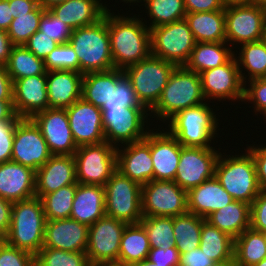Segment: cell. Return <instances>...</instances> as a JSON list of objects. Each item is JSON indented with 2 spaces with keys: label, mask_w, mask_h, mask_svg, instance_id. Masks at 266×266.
Masks as SVG:
<instances>
[{
  "label": "cell",
  "mask_w": 266,
  "mask_h": 266,
  "mask_svg": "<svg viewBox=\"0 0 266 266\" xmlns=\"http://www.w3.org/2000/svg\"><path fill=\"white\" fill-rule=\"evenodd\" d=\"M107 25L114 68L125 70L151 55L150 29L142 20L107 12Z\"/></svg>",
  "instance_id": "1"
},
{
  "label": "cell",
  "mask_w": 266,
  "mask_h": 266,
  "mask_svg": "<svg viewBox=\"0 0 266 266\" xmlns=\"http://www.w3.org/2000/svg\"><path fill=\"white\" fill-rule=\"evenodd\" d=\"M69 44L79 60V73L104 72L114 69L107 12L96 23L73 29Z\"/></svg>",
  "instance_id": "2"
},
{
  "label": "cell",
  "mask_w": 266,
  "mask_h": 266,
  "mask_svg": "<svg viewBox=\"0 0 266 266\" xmlns=\"http://www.w3.org/2000/svg\"><path fill=\"white\" fill-rule=\"evenodd\" d=\"M45 213L39 197L13 203L11 226L5 241L34 256L43 247L45 232Z\"/></svg>",
  "instance_id": "3"
},
{
  "label": "cell",
  "mask_w": 266,
  "mask_h": 266,
  "mask_svg": "<svg viewBox=\"0 0 266 266\" xmlns=\"http://www.w3.org/2000/svg\"><path fill=\"white\" fill-rule=\"evenodd\" d=\"M204 99L200 75L185 66H177L159 100L149 111L154 113V117L169 121L181 110L204 103Z\"/></svg>",
  "instance_id": "4"
},
{
  "label": "cell",
  "mask_w": 266,
  "mask_h": 266,
  "mask_svg": "<svg viewBox=\"0 0 266 266\" xmlns=\"http://www.w3.org/2000/svg\"><path fill=\"white\" fill-rule=\"evenodd\" d=\"M223 157L220 153L214 176L234 200L251 205L261 191L252 154Z\"/></svg>",
  "instance_id": "5"
},
{
  "label": "cell",
  "mask_w": 266,
  "mask_h": 266,
  "mask_svg": "<svg viewBox=\"0 0 266 266\" xmlns=\"http://www.w3.org/2000/svg\"><path fill=\"white\" fill-rule=\"evenodd\" d=\"M211 109L206 102L183 109L169 119L167 131L184 147H212L219 123Z\"/></svg>",
  "instance_id": "6"
},
{
  "label": "cell",
  "mask_w": 266,
  "mask_h": 266,
  "mask_svg": "<svg viewBox=\"0 0 266 266\" xmlns=\"http://www.w3.org/2000/svg\"><path fill=\"white\" fill-rule=\"evenodd\" d=\"M177 67L172 62L150 55L124 70L140 104L150 110L159 100L170 75Z\"/></svg>",
  "instance_id": "7"
},
{
  "label": "cell",
  "mask_w": 266,
  "mask_h": 266,
  "mask_svg": "<svg viewBox=\"0 0 266 266\" xmlns=\"http://www.w3.org/2000/svg\"><path fill=\"white\" fill-rule=\"evenodd\" d=\"M105 215L126 222L140 223L141 185L116 170L105 184Z\"/></svg>",
  "instance_id": "8"
},
{
  "label": "cell",
  "mask_w": 266,
  "mask_h": 266,
  "mask_svg": "<svg viewBox=\"0 0 266 266\" xmlns=\"http://www.w3.org/2000/svg\"><path fill=\"white\" fill-rule=\"evenodd\" d=\"M151 55L177 66L190 59L195 40L184 19L150 29Z\"/></svg>",
  "instance_id": "9"
},
{
  "label": "cell",
  "mask_w": 266,
  "mask_h": 266,
  "mask_svg": "<svg viewBox=\"0 0 266 266\" xmlns=\"http://www.w3.org/2000/svg\"><path fill=\"white\" fill-rule=\"evenodd\" d=\"M116 149L107 141L79 146L74 153L77 183L105 186L117 170Z\"/></svg>",
  "instance_id": "10"
},
{
  "label": "cell",
  "mask_w": 266,
  "mask_h": 266,
  "mask_svg": "<svg viewBox=\"0 0 266 266\" xmlns=\"http://www.w3.org/2000/svg\"><path fill=\"white\" fill-rule=\"evenodd\" d=\"M143 217H175L188 212L187 191L174 181L152 180L141 187Z\"/></svg>",
  "instance_id": "11"
},
{
  "label": "cell",
  "mask_w": 266,
  "mask_h": 266,
  "mask_svg": "<svg viewBox=\"0 0 266 266\" xmlns=\"http://www.w3.org/2000/svg\"><path fill=\"white\" fill-rule=\"evenodd\" d=\"M101 111L105 141L109 144L117 147L119 142L129 144L146 137L148 131L144 128L145 119L149 116L146 107H120Z\"/></svg>",
  "instance_id": "12"
},
{
  "label": "cell",
  "mask_w": 266,
  "mask_h": 266,
  "mask_svg": "<svg viewBox=\"0 0 266 266\" xmlns=\"http://www.w3.org/2000/svg\"><path fill=\"white\" fill-rule=\"evenodd\" d=\"M127 223L104 216L89 226L87 259L92 264H118L121 236Z\"/></svg>",
  "instance_id": "13"
},
{
  "label": "cell",
  "mask_w": 266,
  "mask_h": 266,
  "mask_svg": "<svg viewBox=\"0 0 266 266\" xmlns=\"http://www.w3.org/2000/svg\"><path fill=\"white\" fill-rule=\"evenodd\" d=\"M239 69L235 55L226 63L201 72L202 92L206 99L244 101L245 73ZM243 74V75H242Z\"/></svg>",
  "instance_id": "14"
},
{
  "label": "cell",
  "mask_w": 266,
  "mask_h": 266,
  "mask_svg": "<svg viewBox=\"0 0 266 266\" xmlns=\"http://www.w3.org/2000/svg\"><path fill=\"white\" fill-rule=\"evenodd\" d=\"M219 155L213 147L182 146L174 182L188 191L213 178Z\"/></svg>",
  "instance_id": "15"
},
{
  "label": "cell",
  "mask_w": 266,
  "mask_h": 266,
  "mask_svg": "<svg viewBox=\"0 0 266 266\" xmlns=\"http://www.w3.org/2000/svg\"><path fill=\"white\" fill-rule=\"evenodd\" d=\"M51 156L35 122L22 118L15 128L11 160L37 171Z\"/></svg>",
  "instance_id": "16"
},
{
  "label": "cell",
  "mask_w": 266,
  "mask_h": 266,
  "mask_svg": "<svg viewBox=\"0 0 266 266\" xmlns=\"http://www.w3.org/2000/svg\"><path fill=\"white\" fill-rule=\"evenodd\" d=\"M265 12L256 3L225 7L226 42L244 44L261 40Z\"/></svg>",
  "instance_id": "17"
},
{
  "label": "cell",
  "mask_w": 266,
  "mask_h": 266,
  "mask_svg": "<svg viewBox=\"0 0 266 266\" xmlns=\"http://www.w3.org/2000/svg\"><path fill=\"white\" fill-rule=\"evenodd\" d=\"M31 119L40 129L52 155H74L78 147L70 129L66 109L47 108Z\"/></svg>",
  "instance_id": "18"
},
{
  "label": "cell",
  "mask_w": 266,
  "mask_h": 266,
  "mask_svg": "<svg viewBox=\"0 0 266 266\" xmlns=\"http://www.w3.org/2000/svg\"><path fill=\"white\" fill-rule=\"evenodd\" d=\"M77 147L105 141L102 111L82 97L66 109Z\"/></svg>",
  "instance_id": "19"
},
{
  "label": "cell",
  "mask_w": 266,
  "mask_h": 266,
  "mask_svg": "<svg viewBox=\"0 0 266 266\" xmlns=\"http://www.w3.org/2000/svg\"><path fill=\"white\" fill-rule=\"evenodd\" d=\"M150 131L143 140L116 149L117 170L141 186L153 180Z\"/></svg>",
  "instance_id": "20"
},
{
  "label": "cell",
  "mask_w": 266,
  "mask_h": 266,
  "mask_svg": "<svg viewBox=\"0 0 266 266\" xmlns=\"http://www.w3.org/2000/svg\"><path fill=\"white\" fill-rule=\"evenodd\" d=\"M89 226L67 218L46 220L43 247L70 252H86Z\"/></svg>",
  "instance_id": "21"
},
{
  "label": "cell",
  "mask_w": 266,
  "mask_h": 266,
  "mask_svg": "<svg viewBox=\"0 0 266 266\" xmlns=\"http://www.w3.org/2000/svg\"><path fill=\"white\" fill-rule=\"evenodd\" d=\"M46 75H35L13 82V107L21 118H31L49 108Z\"/></svg>",
  "instance_id": "22"
},
{
  "label": "cell",
  "mask_w": 266,
  "mask_h": 266,
  "mask_svg": "<svg viewBox=\"0 0 266 266\" xmlns=\"http://www.w3.org/2000/svg\"><path fill=\"white\" fill-rule=\"evenodd\" d=\"M71 184H77L74 155H52L36 171L35 195H46Z\"/></svg>",
  "instance_id": "23"
},
{
  "label": "cell",
  "mask_w": 266,
  "mask_h": 266,
  "mask_svg": "<svg viewBox=\"0 0 266 266\" xmlns=\"http://www.w3.org/2000/svg\"><path fill=\"white\" fill-rule=\"evenodd\" d=\"M36 171L14 161L0 164V197L12 203L35 195Z\"/></svg>",
  "instance_id": "24"
},
{
  "label": "cell",
  "mask_w": 266,
  "mask_h": 266,
  "mask_svg": "<svg viewBox=\"0 0 266 266\" xmlns=\"http://www.w3.org/2000/svg\"><path fill=\"white\" fill-rule=\"evenodd\" d=\"M182 145L169 132H151L153 180L174 181Z\"/></svg>",
  "instance_id": "25"
},
{
  "label": "cell",
  "mask_w": 266,
  "mask_h": 266,
  "mask_svg": "<svg viewBox=\"0 0 266 266\" xmlns=\"http://www.w3.org/2000/svg\"><path fill=\"white\" fill-rule=\"evenodd\" d=\"M83 74L73 70L46 72L49 108L67 109L81 98Z\"/></svg>",
  "instance_id": "26"
},
{
  "label": "cell",
  "mask_w": 266,
  "mask_h": 266,
  "mask_svg": "<svg viewBox=\"0 0 266 266\" xmlns=\"http://www.w3.org/2000/svg\"><path fill=\"white\" fill-rule=\"evenodd\" d=\"M233 201V197L222 187L215 176L187 191L188 212L205 219L214 211Z\"/></svg>",
  "instance_id": "27"
},
{
  "label": "cell",
  "mask_w": 266,
  "mask_h": 266,
  "mask_svg": "<svg viewBox=\"0 0 266 266\" xmlns=\"http://www.w3.org/2000/svg\"><path fill=\"white\" fill-rule=\"evenodd\" d=\"M100 1L66 0L48 10L70 28L78 29L96 23L104 16L105 12H110L107 6L100 3Z\"/></svg>",
  "instance_id": "28"
},
{
  "label": "cell",
  "mask_w": 266,
  "mask_h": 266,
  "mask_svg": "<svg viewBox=\"0 0 266 266\" xmlns=\"http://www.w3.org/2000/svg\"><path fill=\"white\" fill-rule=\"evenodd\" d=\"M104 216L105 187L77 183L70 218L91 226Z\"/></svg>",
  "instance_id": "29"
},
{
  "label": "cell",
  "mask_w": 266,
  "mask_h": 266,
  "mask_svg": "<svg viewBox=\"0 0 266 266\" xmlns=\"http://www.w3.org/2000/svg\"><path fill=\"white\" fill-rule=\"evenodd\" d=\"M206 221L236 239L244 230L250 228V204L234 200L211 213Z\"/></svg>",
  "instance_id": "30"
},
{
  "label": "cell",
  "mask_w": 266,
  "mask_h": 266,
  "mask_svg": "<svg viewBox=\"0 0 266 266\" xmlns=\"http://www.w3.org/2000/svg\"><path fill=\"white\" fill-rule=\"evenodd\" d=\"M199 248L218 266H233L234 239L206 220L202 224Z\"/></svg>",
  "instance_id": "31"
},
{
  "label": "cell",
  "mask_w": 266,
  "mask_h": 266,
  "mask_svg": "<svg viewBox=\"0 0 266 266\" xmlns=\"http://www.w3.org/2000/svg\"><path fill=\"white\" fill-rule=\"evenodd\" d=\"M185 20L195 42L226 41L225 10L187 13Z\"/></svg>",
  "instance_id": "32"
},
{
  "label": "cell",
  "mask_w": 266,
  "mask_h": 266,
  "mask_svg": "<svg viewBox=\"0 0 266 266\" xmlns=\"http://www.w3.org/2000/svg\"><path fill=\"white\" fill-rule=\"evenodd\" d=\"M123 74L124 70L116 68L83 74L81 97L101 109L109 100L116 88V82Z\"/></svg>",
  "instance_id": "33"
},
{
  "label": "cell",
  "mask_w": 266,
  "mask_h": 266,
  "mask_svg": "<svg viewBox=\"0 0 266 266\" xmlns=\"http://www.w3.org/2000/svg\"><path fill=\"white\" fill-rule=\"evenodd\" d=\"M224 42H196L190 59L184 65L188 70L200 74L206 70L226 64L235 52L224 46Z\"/></svg>",
  "instance_id": "34"
},
{
  "label": "cell",
  "mask_w": 266,
  "mask_h": 266,
  "mask_svg": "<svg viewBox=\"0 0 266 266\" xmlns=\"http://www.w3.org/2000/svg\"><path fill=\"white\" fill-rule=\"evenodd\" d=\"M150 243L141 223L127 224L123 230L118 255V265L128 266L147 259Z\"/></svg>",
  "instance_id": "35"
},
{
  "label": "cell",
  "mask_w": 266,
  "mask_h": 266,
  "mask_svg": "<svg viewBox=\"0 0 266 266\" xmlns=\"http://www.w3.org/2000/svg\"><path fill=\"white\" fill-rule=\"evenodd\" d=\"M266 257V241L262 232L251 227L234 239L233 266H253Z\"/></svg>",
  "instance_id": "36"
},
{
  "label": "cell",
  "mask_w": 266,
  "mask_h": 266,
  "mask_svg": "<svg viewBox=\"0 0 266 266\" xmlns=\"http://www.w3.org/2000/svg\"><path fill=\"white\" fill-rule=\"evenodd\" d=\"M205 220L190 212L173 217L174 243L180 255L199 248L202 224Z\"/></svg>",
  "instance_id": "37"
},
{
  "label": "cell",
  "mask_w": 266,
  "mask_h": 266,
  "mask_svg": "<svg viewBox=\"0 0 266 266\" xmlns=\"http://www.w3.org/2000/svg\"><path fill=\"white\" fill-rule=\"evenodd\" d=\"M6 69L14 82L35 75H46L44 60L38 58L24 45H13Z\"/></svg>",
  "instance_id": "38"
},
{
  "label": "cell",
  "mask_w": 266,
  "mask_h": 266,
  "mask_svg": "<svg viewBox=\"0 0 266 266\" xmlns=\"http://www.w3.org/2000/svg\"><path fill=\"white\" fill-rule=\"evenodd\" d=\"M76 188L77 184H71L46 195H36L42 201L46 220L70 218Z\"/></svg>",
  "instance_id": "39"
},
{
  "label": "cell",
  "mask_w": 266,
  "mask_h": 266,
  "mask_svg": "<svg viewBox=\"0 0 266 266\" xmlns=\"http://www.w3.org/2000/svg\"><path fill=\"white\" fill-rule=\"evenodd\" d=\"M241 51L236 58L239 69L247 70L250 80L266 76V47L261 40L241 44ZM242 65V66H241Z\"/></svg>",
  "instance_id": "40"
},
{
  "label": "cell",
  "mask_w": 266,
  "mask_h": 266,
  "mask_svg": "<svg viewBox=\"0 0 266 266\" xmlns=\"http://www.w3.org/2000/svg\"><path fill=\"white\" fill-rule=\"evenodd\" d=\"M145 2L148 15L153 19L149 29L182 20L187 14L184 0H145Z\"/></svg>",
  "instance_id": "41"
},
{
  "label": "cell",
  "mask_w": 266,
  "mask_h": 266,
  "mask_svg": "<svg viewBox=\"0 0 266 266\" xmlns=\"http://www.w3.org/2000/svg\"><path fill=\"white\" fill-rule=\"evenodd\" d=\"M140 223L146 230L151 248L160 247L166 250L170 246L175 245L173 217H143Z\"/></svg>",
  "instance_id": "42"
},
{
  "label": "cell",
  "mask_w": 266,
  "mask_h": 266,
  "mask_svg": "<svg viewBox=\"0 0 266 266\" xmlns=\"http://www.w3.org/2000/svg\"><path fill=\"white\" fill-rule=\"evenodd\" d=\"M44 12L45 9L38 5L33 11L13 18L7 29L8 37L13 45H24L39 30Z\"/></svg>",
  "instance_id": "43"
},
{
  "label": "cell",
  "mask_w": 266,
  "mask_h": 266,
  "mask_svg": "<svg viewBox=\"0 0 266 266\" xmlns=\"http://www.w3.org/2000/svg\"><path fill=\"white\" fill-rule=\"evenodd\" d=\"M35 266H90V264L86 252L42 247L35 255Z\"/></svg>",
  "instance_id": "44"
},
{
  "label": "cell",
  "mask_w": 266,
  "mask_h": 266,
  "mask_svg": "<svg viewBox=\"0 0 266 266\" xmlns=\"http://www.w3.org/2000/svg\"><path fill=\"white\" fill-rule=\"evenodd\" d=\"M45 68L47 71L53 70H73L79 72V60L76 52L71 44H59L53 51L44 59Z\"/></svg>",
  "instance_id": "45"
},
{
  "label": "cell",
  "mask_w": 266,
  "mask_h": 266,
  "mask_svg": "<svg viewBox=\"0 0 266 266\" xmlns=\"http://www.w3.org/2000/svg\"><path fill=\"white\" fill-rule=\"evenodd\" d=\"M120 107H145L135 96L130 79L124 73L116 82V88L101 109Z\"/></svg>",
  "instance_id": "46"
},
{
  "label": "cell",
  "mask_w": 266,
  "mask_h": 266,
  "mask_svg": "<svg viewBox=\"0 0 266 266\" xmlns=\"http://www.w3.org/2000/svg\"><path fill=\"white\" fill-rule=\"evenodd\" d=\"M72 28L53 15L48 9L40 20L39 31L59 44L68 43L72 34Z\"/></svg>",
  "instance_id": "47"
},
{
  "label": "cell",
  "mask_w": 266,
  "mask_h": 266,
  "mask_svg": "<svg viewBox=\"0 0 266 266\" xmlns=\"http://www.w3.org/2000/svg\"><path fill=\"white\" fill-rule=\"evenodd\" d=\"M0 266H35V256L4 241L0 245Z\"/></svg>",
  "instance_id": "48"
},
{
  "label": "cell",
  "mask_w": 266,
  "mask_h": 266,
  "mask_svg": "<svg viewBox=\"0 0 266 266\" xmlns=\"http://www.w3.org/2000/svg\"><path fill=\"white\" fill-rule=\"evenodd\" d=\"M21 119L0 120V164L11 161L15 128Z\"/></svg>",
  "instance_id": "49"
},
{
  "label": "cell",
  "mask_w": 266,
  "mask_h": 266,
  "mask_svg": "<svg viewBox=\"0 0 266 266\" xmlns=\"http://www.w3.org/2000/svg\"><path fill=\"white\" fill-rule=\"evenodd\" d=\"M249 88H244V101L248 100L255 105V112L263 113L266 118V80L264 78L250 80Z\"/></svg>",
  "instance_id": "50"
},
{
  "label": "cell",
  "mask_w": 266,
  "mask_h": 266,
  "mask_svg": "<svg viewBox=\"0 0 266 266\" xmlns=\"http://www.w3.org/2000/svg\"><path fill=\"white\" fill-rule=\"evenodd\" d=\"M59 45L58 42L48 37L45 33L37 31L24 46L38 58L44 60Z\"/></svg>",
  "instance_id": "51"
},
{
  "label": "cell",
  "mask_w": 266,
  "mask_h": 266,
  "mask_svg": "<svg viewBox=\"0 0 266 266\" xmlns=\"http://www.w3.org/2000/svg\"><path fill=\"white\" fill-rule=\"evenodd\" d=\"M250 227L256 231H266V190H261L250 205Z\"/></svg>",
  "instance_id": "52"
},
{
  "label": "cell",
  "mask_w": 266,
  "mask_h": 266,
  "mask_svg": "<svg viewBox=\"0 0 266 266\" xmlns=\"http://www.w3.org/2000/svg\"><path fill=\"white\" fill-rule=\"evenodd\" d=\"M180 253L175 245L166 250L163 248H151L147 257L152 266H178Z\"/></svg>",
  "instance_id": "53"
},
{
  "label": "cell",
  "mask_w": 266,
  "mask_h": 266,
  "mask_svg": "<svg viewBox=\"0 0 266 266\" xmlns=\"http://www.w3.org/2000/svg\"><path fill=\"white\" fill-rule=\"evenodd\" d=\"M249 147V148H248ZM248 151L252 154L257 171V179L261 190H266V146H248Z\"/></svg>",
  "instance_id": "54"
},
{
  "label": "cell",
  "mask_w": 266,
  "mask_h": 266,
  "mask_svg": "<svg viewBox=\"0 0 266 266\" xmlns=\"http://www.w3.org/2000/svg\"><path fill=\"white\" fill-rule=\"evenodd\" d=\"M178 266H218L200 248L180 255Z\"/></svg>",
  "instance_id": "55"
},
{
  "label": "cell",
  "mask_w": 266,
  "mask_h": 266,
  "mask_svg": "<svg viewBox=\"0 0 266 266\" xmlns=\"http://www.w3.org/2000/svg\"><path fill=\"white\" fill-rule=\"evenodd\" d=\"M187 13L225 10L221 0H184Z\"/></svg>",
  "instance_id": "56"
},
{
  "label": "cell",
  "mask_w": 266,
  "mask_h": 266,
  "mask_svg": "<svg viewBox=\"0 0 266 266\" xmlns=\"http://www.w3.org/2000/svg\"><path fill=\"white\" fill-rule=\"evenodd\" d=\"M13 203L0 197V235L7 236L11 226Z\"/></svg>",
  "instance_id": "57"
},
{
  "label": "cell",
  "mask_w": 266,
  "mask_h": 266,
  "mask_svg": "<svg viewBox=\"0 0 266 266\" xmlns=\"http://www.w3.org/2000/svg\"><path fill=\"white\" fill-rule=\"evenodd\" d=\"M0 100H13V81L3 65H0Z\"/></svg>",
  "instance_id": "58"
},
{
  "label": "cell",
  "mask_w": 266,
  "mask_h": 266,
  "mask_svg": "<svg viewBox=\"0 0 266 266\" xmlns=\"http://www.w3.org/2000/svg\"><path fill=\"white\" fill-rule=\"evenodd\" d=\"M13 18L17 15L27 14L33 11L39 4L38 0H8Z\"/></svg>",
  "instance_id": "59"
},
{
  "label": "cell",
  "mask_w": 266,
  "mask_h": 266,
  "mask_svg": "<svg viewBox=\"0 0 266 266\" xmlns=\"http://www.w3.org/2000/svg\"><path fill=\"white\" fill-rule=\"evenodd\" d=\"M12 47L7 31L0 30V65L6 66Z\"/></svg>",
  "instance_id": "60"
},
{
  "label": "cell",
  "mask_w": 266,
  "mask_h": 266,
  "mask_svg": "<svg viewBox=\"0 0 266 266\" xmlns=\"http://www.w3.org/2000/svg\"><path fill=\"white\" fill-rule=\"evenodd\" d=\"M13 20L8 0H0V30L7 31Z\"/></svg>",
  "instance_id": "61"
},
{
  "label": "cell",
  "mask_w": 266,
  "mask_h": 266,
  "mask_svg": "<svg viewBox=\"0 0 266 266\" xmlns=\"http://www.w3.org/2000/svg\"><path fill=\"white\" fill-rule=\"evenodd\" d=\"M2 119H22L15 113L13 100H0V120Z\"/></svg>",
  "instance_id": "62"
},
{
  "label": "cell",
  "mask_w": 266,
  "mask_h": 266,
  "mask_svg": "<svg viewBox=\"0 0 266 266\" xmlns=\"http://www.w3.org/2000/svg\"><path fill=\"white\" fill-rule=\"evenodd\" d=\"M224 7L254 4L256 0H221Z\"/></svg>",
  "instance_id": "63"
},
{
  "label": "cell",
  "mask_w": 266,
  "mask_h": 266,
  "mask_svg": "<svg viewBox=\"0 0 266 266\" xmlns=\"http://www.w3.org/2000/svg\"><path fill=\"white\" fill-rule=\"evenodd\" d=\"M66 0H38V4L44 9H49L52 6L63 3Z\"/></svg>",
  "instance_id": "64"
},
{
  "label": "cell",
  "mask_w": 266,
  "mask_h": 266,
  "mask_svg": "<svg viewBox=\"0 0 266 266\" xmlns=\"http://www.w3.org/2000/svg\"><path fill=\"white\" fill-rule=\"evenodd\" d=\"M128 266H152V263L149 260L145 259L143 261L132 263Z\"/></svg>",
  "instance_id": "65"
},
{
  "label": "cell",
  "mask_w": 266,
  "mask_h": 266,
  "mask_svg": "<svg viewBox=\"0 0 266 266\" xmlns=\"http://www.w3.org/2000/svg\"><path fill=\"white\" fill-rule=\"evenodd\" d=\"M258 6H260L263 10L266 8V0H256L255 2Z\"/></svg>",
  "instance_id": "66"
},
{
  "label": "cell",
  "mask_w": 266,
  "mask_h": 266,
  "mask_svg": "<svg viewBox=\"0 0 266 266\" xmlns=\"http://www.w3.org/2000/svg\"><path fill=\"white\" fill-rule=\"evenodd\" d=\"M261 41L266 47V25L264 26V30H263V34H262V37H261Z\"/></svg>",
  "instance_id": "67"
},
{
  "label": "cell",
  "mask_w": 266,
  "mask_h": 266,
  "mask_svg": "<svg viewBox=\"0 0 266 266\" xmlns=\"http://www.w3.org/2000/svg\"><path fill=\"white\" fill-rule=\"evenodd\" d=\"M253 266H266V257L261 260L259 263L254 264Z\"/></svg>",
  "instance_id": "68"
},
{
  "label": "cell",
  "mask_w": 266,
  "mask_h": 266,
  "mask_svg": "<svg viewBox=\"0 0 266 266\" xmlns=\"http://www.w3.org/2000/svg\"><path fill=\"white\" fill-rule=\"evenodd\" d=\"M90 266H120L118 264H92Z\"/></svg>",
  "instance_id": "69"
},
{
  "label": "cell",
  "mask_w": 266,
  "mask_h": 266,
  "mask_svg": "<svg viewBox=\"0 0 266 266\" xmlns=\"http://www.w3.org/2000/svg\"><path fill=\"white\" fill-rule=\"evenodd\" d=\"M122 1H124V2H126V3H128V2H129V3H133V2H135V3L138 2V3H139L141 0H140V1H139V0H122ZM142 1L145 2V0H142Z\"/></svg>",
  "instance_id": "70"
},
{
  "label": "cell",
  "mask_w": 266,
  "mask_h": 266,
  "mask_svg": "<svg viewBox=\"0 0 266 266\" xmlns=\"http://www.w3.org/2000/svg\"><path fill=\"white\" fill-rule=\"evenodd\" d=\"M5 241L4 237L0 235V245Z\"/></svg>",
  "instance_id": "71"
},
{
  "label": "cell",
  "mask_w": 266,
  "mask_h": 266,
  "mask_svg": "<svg viewBox=\"0 0 266 266\" xmlns=\"http://www.w3.org/2000/svg\"><path fill=\"white\" fill-rule=\"evenodd\" d=\"M262 234L264 235L265 241H266V231L262 232Z\"/></svg>",
  "instance_id": "72"
},
{
  "label": "cell",
  "mask_w": 266,
  "mask_h": 266,
  "mask_svg": "<svg viewBox=\"0 0 266 266\" xmlns=\"http://www.w3.org/2000/svg\"><path fill=\"white\" fill-rule=\"evenodd\" d=\"M265 12V25H266V8L264 9Z\"/></svg>",
  "instance_id": "73"
}]
</instances>
